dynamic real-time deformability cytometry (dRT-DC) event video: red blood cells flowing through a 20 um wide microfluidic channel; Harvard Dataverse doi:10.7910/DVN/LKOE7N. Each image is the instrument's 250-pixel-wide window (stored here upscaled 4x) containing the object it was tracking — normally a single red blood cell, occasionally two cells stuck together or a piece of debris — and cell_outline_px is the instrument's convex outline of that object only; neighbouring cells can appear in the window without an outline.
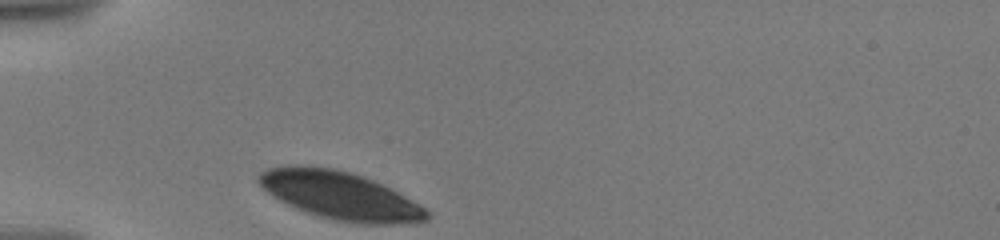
{"species": "human", "species_latin": "Homo sapiens", "temperature_condition": "warm", "stored_images_in_passage": 5, "camera_frame_rate_fps": 3000, "um_per_image_px": 0.085, "donor": {"sex": "male"}, "frame": {"image": 1, "passage_image": 1, "time_ms": 0.0, "image_size_px": [1000, 240], "cell_outline_px": [[432, 216], [428, 220], [416, 224], [356, 224], [332, 220], [316, 216], [304, 212], [272, 196], [256, 180], [256, 176], [260, 172], [268, 168], [288, 164], [300, 164], [336, 168], [352, 172], [364, 176], [384, 184], [420, 204]], "centroid_in_image_um": [28.93, 16.62], "position_along_channel_um": 56.1, "area_um2": 48.15}}
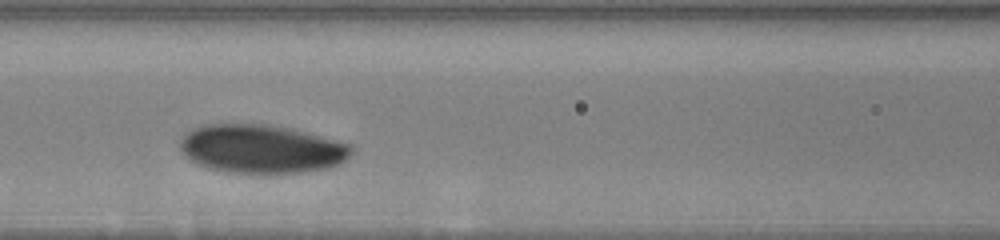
{"frame": {"image": 2, "passage_image": 4, "time_ms": 3.0, "image_size_px": [1000, 240], "cell_outline_px": [[352, 152], [340, 164], [328, 168], [304, 172], [268, 176], [260, 176], [224, 172], [208, 168], [196, 164], [184, 156], [180, 148], [180, 140], [192, 128], [204, 124], [268, 124], [292, 128], [352, 144]], "centroid_in_image_um": [22.22, 12.7], "position_along_channel_um": 144.4, "area_um2": 49.88}}
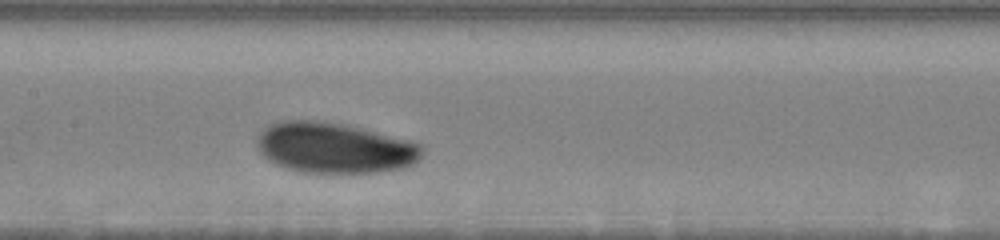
{"frame": {"image": 3, "passage_image": 5, "time_ms": 4.0, "image_size_px": [1000, 240], "cell_outline_px": [[424, 152], [420, 160], [412, 164], [400, 168], [380, 172], [340, 176], [304, 172], [284, 168], [268, 160], [260, 152], [256, 144], [256, 136], [268, 124], [280, 120], [316, 120], [348, 124], [408, 140], [420, 144], [424, 148]], "centroid_in_image_um": [28.42, 12.59], "position_along_channel_um": 179.0, "area_um2": 50.17}}